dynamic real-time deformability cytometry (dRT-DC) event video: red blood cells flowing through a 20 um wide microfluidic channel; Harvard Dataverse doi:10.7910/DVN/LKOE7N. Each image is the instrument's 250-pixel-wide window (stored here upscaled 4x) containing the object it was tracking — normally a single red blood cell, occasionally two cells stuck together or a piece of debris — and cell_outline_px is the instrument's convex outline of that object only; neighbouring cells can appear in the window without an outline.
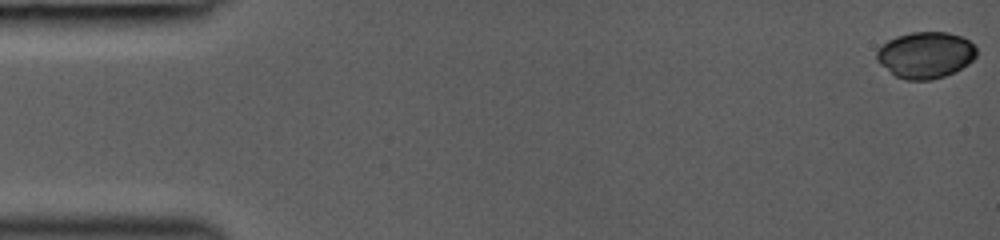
{"species": "common noctule bat (a hibernating species)", "species_latin": "Nyctalus noctula", "temperature_condition": "room temperature", "stored_images_in_passage": 41, "camera_frame_rate_fps": 3000, "um_per_image_px": 0.085, "animal": {"sex": "female", "body_mass_g": 19.0, "forearm_length_mm": 53.3}, "frame": {"image": 1, "passage_image": 1, "time_ms": 0.0, "image_size_px": [1000, 240], "cell_outline_px": [[976, 56], [968, 64], [944, 76], [932, 80], [904, 80], [896, 76], [880, 64], [876, 60], [876, 52], [888, 40], [896, 36], [912, 32], [948, 32], [960, 36], [968, 40], [976, 48]], "centroid_in_image_um": [78.66, 4.67], "position_along_channel_um": 6.3, "area_um2": 26.82}}
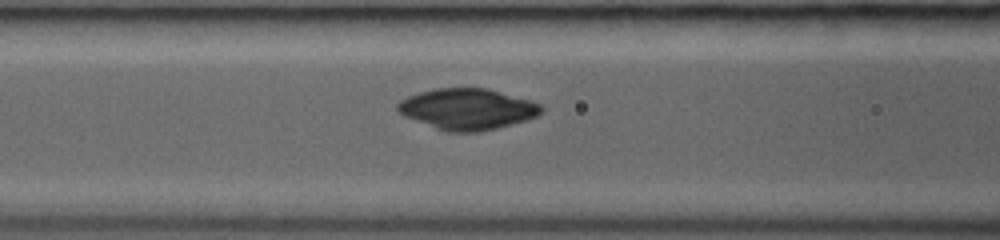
{"frame": {"image": 2, "passage_image": 18, "time_ms": 6.333, "image_size_px": [1000, 240], "cell_outline_px": [[544, 108], [536, 116], [512, 124], [480, 132], [444, 132], [404, 116], [396, 108], [396, 104], [400, 100], [408, 96], [420, 92], [436, 88], [484, 88], [528, 100], [540, 104]], "centroid_in_image_um": [39.67, 9.28], "position_along_channel_um": 126.9, "area_um2": 34.04}}
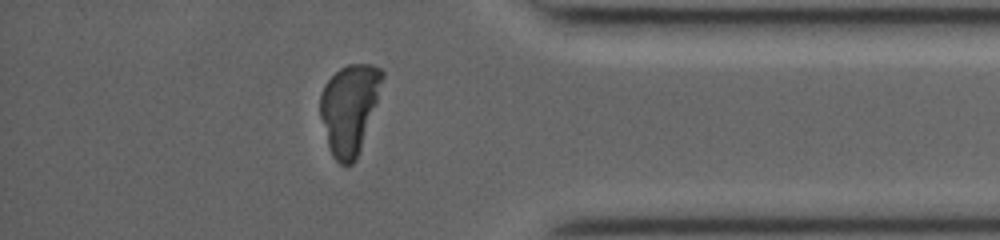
{"frame": {"image": 3, "passage_image": 36, "time_ms": 13.0, "image_size_px": [1000, 240], "cell_outline_px": [[384, 76], [356, 160], [352, 164], [340, 164], [332, 156], [328, 144], [320, 116], [320, 96], [324, 84], [340, 68], [348, 64], [372, 64], [380, 68], [384, 72]], "centroid_in_image_um": [29.67, 9.21], "position_along_channel_um": 405.5, "area_um2": 31.73}}